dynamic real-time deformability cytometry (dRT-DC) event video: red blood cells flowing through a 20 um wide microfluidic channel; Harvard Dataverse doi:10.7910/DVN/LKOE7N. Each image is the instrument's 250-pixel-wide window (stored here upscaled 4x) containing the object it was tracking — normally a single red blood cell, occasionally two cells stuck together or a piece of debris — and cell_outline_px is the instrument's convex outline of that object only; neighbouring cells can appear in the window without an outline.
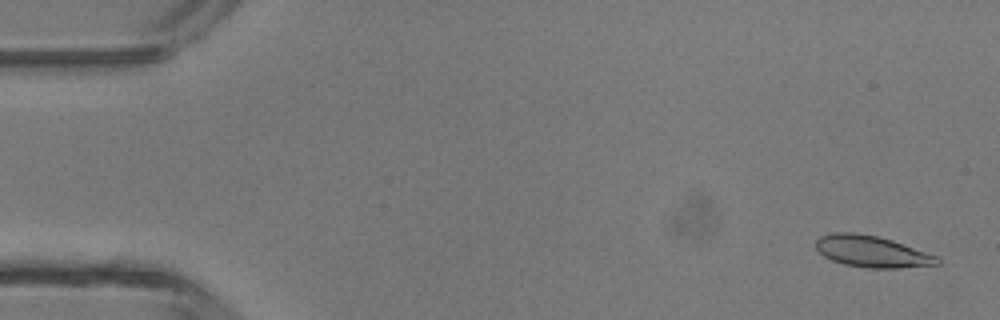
{"species": "common noctule bat (a hibernating species)", "species_latin": "Nyctalus noctula", "temperature_condition": "room temperature", "stored_images_in_passage": 47, "camera_frame_rate_fps": 3000, "um_per_image_px": 0.085, "animal": {"sex": "male", "body_mass_g": 13.3}, "frame": {"image": 1, "passage_image": 2, "time_ms": 0.333, "image_size_px": [1000, 320], "cell_outline_px": [[940, 264], [896, 268], [864, 268], [844, 264], [832, 260], [824, 256], [816, 248], [816, 240], [820, 236], [832, 232], [856, 232], [876, 236], [892, 240], [936, 256], [940, 260]], "centroid_in_image_um": [74.06, 21.37], "position_along_channel_um": 10.9, "area_um2": 22.14}}
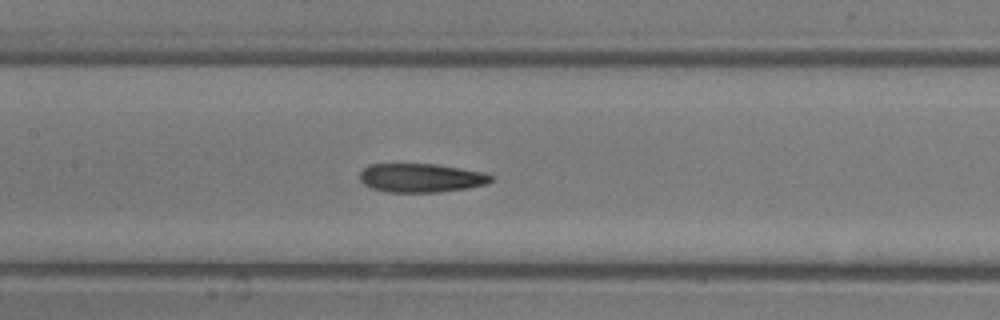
{"frame": {"image": 2, "passage_image": 22, "time_ms": 7.0, "image_size_px": [1000, 320], "cell_outline_px": [[496, 176], [492, 180], [484, 184], [468, 188], [440, 192], [388, 192], [372, 188], [364, 184], [360, 180], [360, 172], [368, 164], [436, 164], [484, 172]], "centroid_in_image_um": [35.8, 15.12], "position_along_channel_um": 171.6, "area_um2": 22.08}}
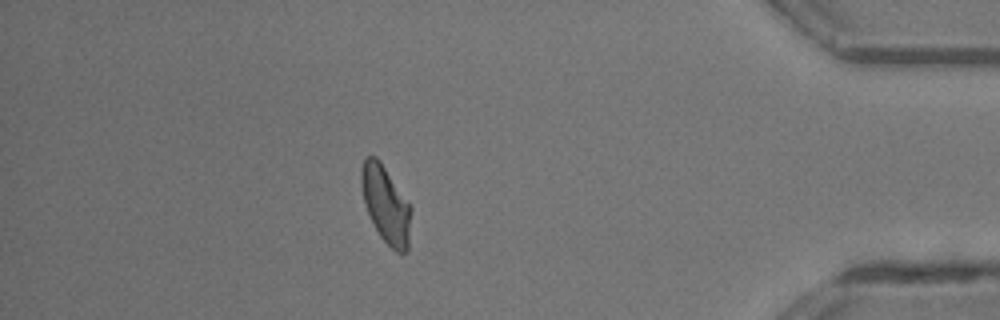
{"frame": {"image": 3, "passage_image": 41, "time_ms": 13.333, "image_size_px": [1000, 320], "cell_outline_px": [[412, 208], [408, 252], [396, 252], [380, 236], [368, 212], [364, 200], [360, 184], [360, 172], [364, 156], [376, 156], [380, 160]], "centroid_in_image_um": [32.8, 17.36], "position_along_channel_um": 402.4, "area_um2": 22.25}, "authors_computed_cell_mechanics": {"area_um2": 22.3108, "velocity_mm_per_s": 4.3607, "shape_relaxation_time_tau1_ms": 4.2478, "shape_relaxation_time_tau2_ms": 2.4001, "deformation_change_tau1": 0.1567, "deformation_change_tau2": 0.1104}}